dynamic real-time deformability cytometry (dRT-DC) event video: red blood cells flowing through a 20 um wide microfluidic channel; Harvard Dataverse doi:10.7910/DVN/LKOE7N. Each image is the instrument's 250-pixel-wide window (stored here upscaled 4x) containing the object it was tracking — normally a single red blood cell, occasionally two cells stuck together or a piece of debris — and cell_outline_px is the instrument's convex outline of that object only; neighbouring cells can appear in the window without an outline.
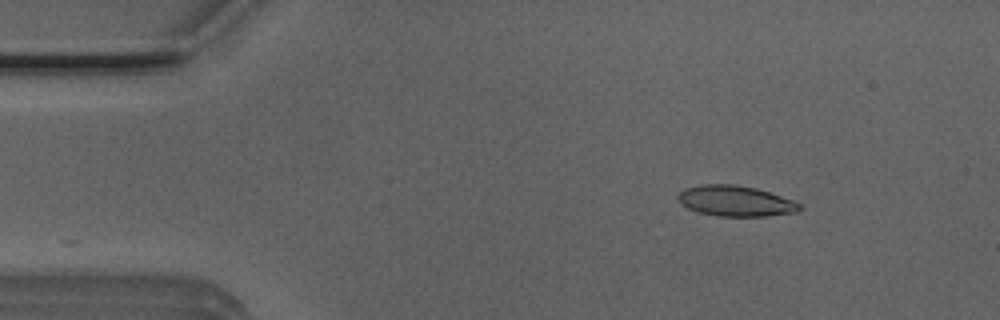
{"species": "Egyptian fruit bat (a non-hibernating species)", "species_latin": "Rousettus aegyptiacus", "temperature_condition": "room temperature", "stored_images_in_passage": 31, "camera_frame_rate_fps": 3000, "um_per_image_px": 0.085, "animal": {"sex": "male"}, "frame": {"image": 1, "passage_image": 1, "time_ms": 0.0, "image_size_px": [1000, 320], "cell_outline_px": [[804, 208], [796, 212], [768, 216], [720, 216], [700, 212], [688, 208], [680, 204], [676, 196], [684, 188], [700, 184], [732, 184], [756, 188], [804, 204]], "centroid_in_image_um": [62.52, 17.08], "position_along_channel_um": 22.5, "area_um2": 21.79}}
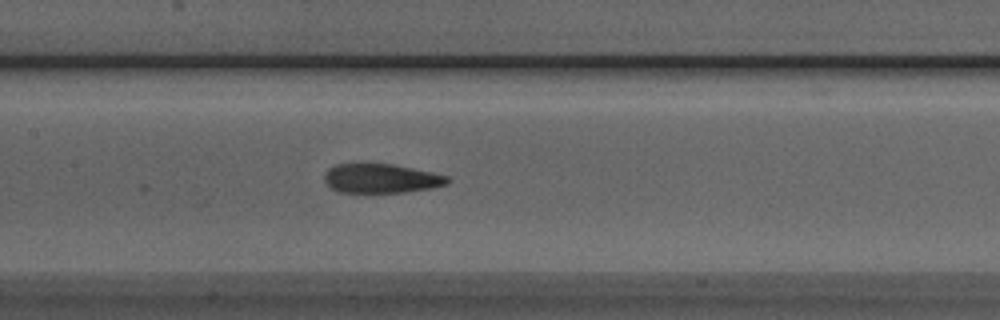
{"frame": {"image": 2, "passage_image": 18, "time_ms": 5.667, "image_size_px": [1000, 320], "cell_outline_px": [[452, 180], [448, 184], [432, 188], [404, 192], [336, 192], [324, 180], [324, 172], [328, 168], [336, 164], [392, 164], [412, 168], [448, 176]], "centroid_in_image_um": [32.4, 15.17], "position_along_channel_um": 175.0, "area_um2": 20.92}}
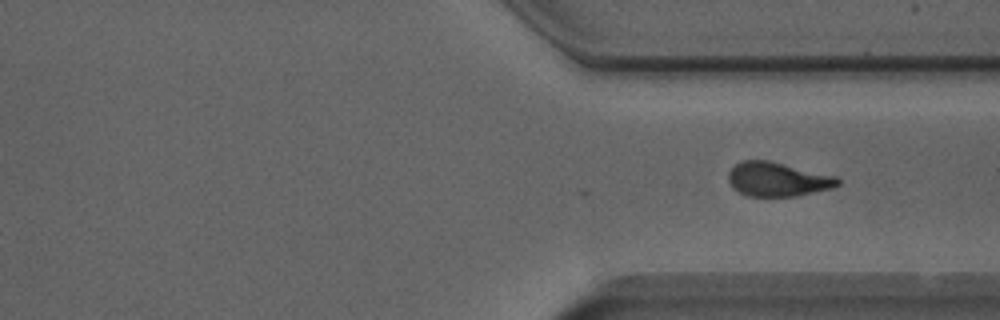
{"frame": {"image": 3, "passage_image": 31, "time_ms": 10.0, "image_size_px": [1000, 320], "cell_outline_px": [[840, 184], [832, 188], [796, 196], [748, 196], [732, 188], [728, 180], [728, 172], [736, 164], [744, 160], [768, 160], [836, 176], [840, 180]], "centroid_in_image_um": [66.09, 15.24], "position_along_channel_um": 345.3, "area_um2": 21.68}}